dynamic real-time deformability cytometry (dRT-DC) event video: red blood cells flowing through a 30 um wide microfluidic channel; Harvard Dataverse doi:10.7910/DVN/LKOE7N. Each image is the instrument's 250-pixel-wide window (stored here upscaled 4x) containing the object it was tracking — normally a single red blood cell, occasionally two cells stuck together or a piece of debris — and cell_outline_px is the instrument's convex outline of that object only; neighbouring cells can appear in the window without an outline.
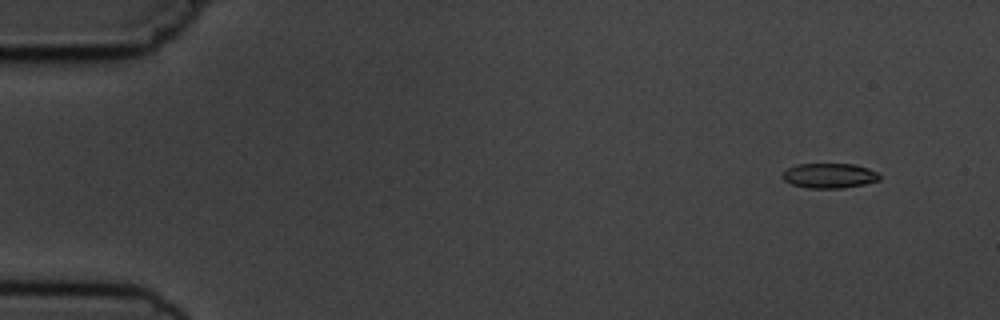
{"species": "common noctule bat (a hibernating species)", "species_latin": "Nyctalus noctula", "temperature_condition": "cold", "stored_images_in_passage": 6, "camera_frame_rate_fps": 3000, "um_per_image_px": 0.085, "animal": {"sex": "male", "body_mass_g": 19.5, "forearm_length_mm": 54.6}, "frame": {"image": 1, "passage_image": 1, "time_ms": 0.0, "image_size_px": [1000, 320], "cell_outline_px": [[880, 180], [864, 184], [844, 188], [808, 188], [792, 184], [784, 180], [780, 176], [788, 168], [796, 164], [852, 164], [868, 168], [876, 172], [880, 176]], "centroid_in_image_um": [70.48, 14.93], "position_along_channel_um": 14.5, "area_um2": 14.05}}
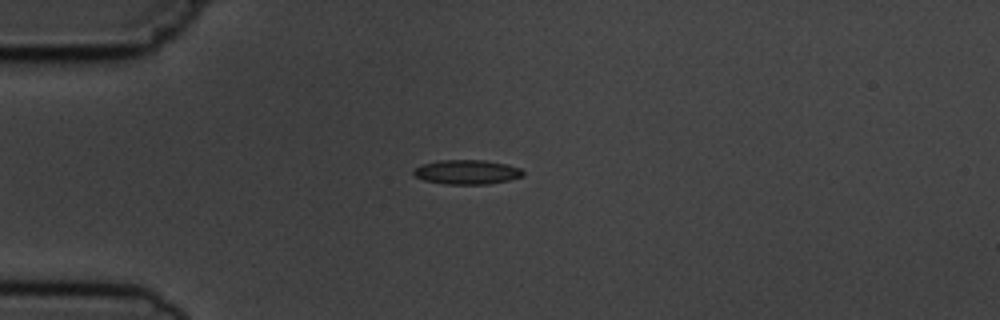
{"frame": {"image": 2, "passage_image": 4, "time_ms": 3.333, "image_size_px": [1000, 320], "cell_outline_px": [[524, 176], [508, 180], [488, 184], [444, 184], [424, 180], [416, 176], [412, 172], [420, 164], [440, 160], [484, 160], [508, 164], [520, 168], [524, 172]], "centroid_in_image_um": [39.7, 14.62], "position_along_channel_um": 45.3, "area_um2": 15.61}}
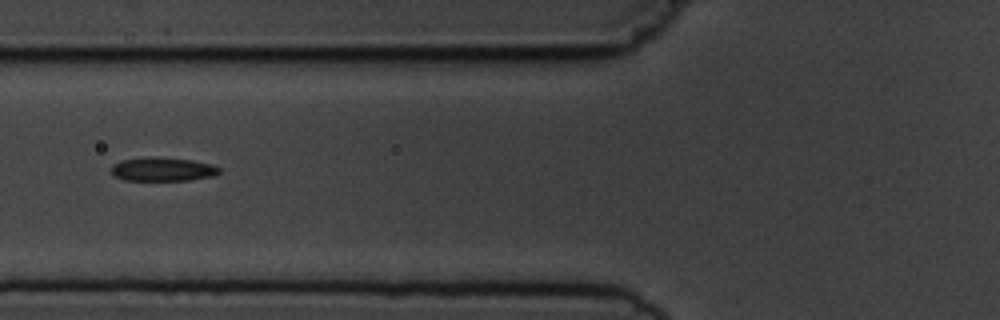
{"frame": {"image": 3, "passage_image": 6, "time_ms": 5.667, "image_size_px": [1000, 320], "cell_outline_px": [[220, 172], [212, 176], [192, 180], [124, 180], [116, 176], [112, 172], [112, 164], [120, 160], [156, 156], [192, 160], [212, 164], [220, 168]], "centroid_in_image_um": [13.84, 14.38], "position_along_channel_um": 112.0, "area_um2": 14.97}}